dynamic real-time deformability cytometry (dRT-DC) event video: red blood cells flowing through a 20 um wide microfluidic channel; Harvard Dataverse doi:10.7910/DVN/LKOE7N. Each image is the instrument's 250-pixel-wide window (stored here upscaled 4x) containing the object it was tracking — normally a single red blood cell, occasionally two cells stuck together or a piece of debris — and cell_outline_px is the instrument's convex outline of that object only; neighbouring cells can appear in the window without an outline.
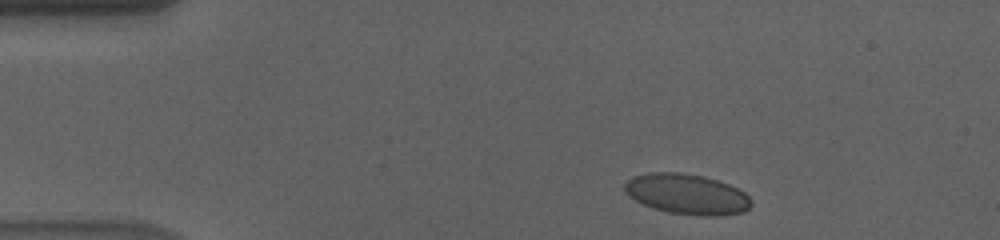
{"species": "human", "species_latin": "Homo sapiens", "temperature_condition": "cold", "stored_images_in_passage": 51, "camera_frame_rate_fps": 3000, "um_per_image_px": 0.085, "donor": {"sex": "male"}, "frame": {"image": 1, "passage_image": 3, "time_ms": 0.667, "image_size_px": [1000, 240], "cell_outline_px": [[752, 204], [744, 212], [716, 216], [696, 216], [668, 212], [652, 208], [636, 200], [624, 192], [624, 184], [632, 176], [648, 172], [680, 172], [704, 176], [728, 184], [744, 192], [752, 200]], "centroid_in_image_um": [58.37, 16.5], "position_along_channel_um": 26.6, "area_um2": 29.94}}
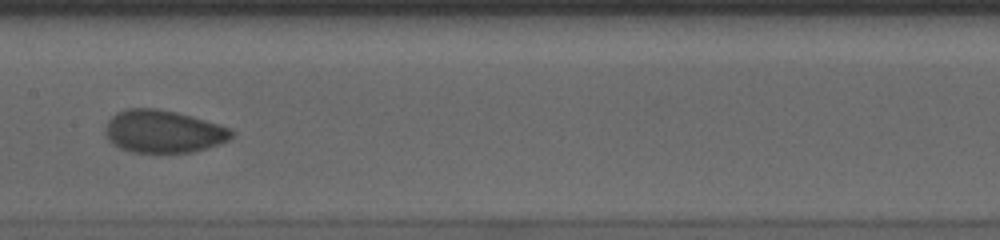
{"frame": {"image": 2, "passage_image": 23, "time_ms": 7.333, "image_size_px": [1000, 240], "cell_outline_px": [[236, 132], [228, 140], [192, 152], [132, 152], [120, 148], [112, 144], [108, 140], [104, 132], [104, 128], [108, 120], [116, 112], [128, 108], [156, 108], [176, 112], [192, 116], [220, 124], [232, 128]], "centroid_in_image_um": [13.86, 11.16], "position_along_channel_um": 193.5, "area_um2": 31.5}}
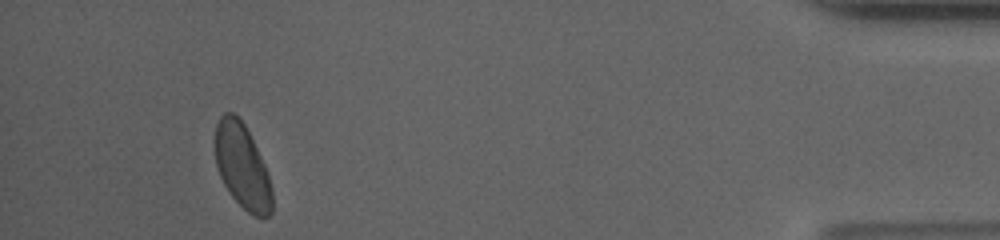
{"frame": {"image": 3, "passage_image": 47, "time_ms": 15.333, "image_size_px": [1000, 240], "cell_outline_px": [[272, 212], [268, 216], [256, 216], [248, 212], [228, 192], [216, 168], [212, 140], [216, 124], [220, 116], [224, 112], [232, 112], [244, 124], [268, 172], [272, 188]], "centroid_in_image_um": [20.54, 14.11], "position_along_channel_um": 414.7, "area_um2": 28.38}, "authors_computed_cell_mechanics": {"area_um2": 30.056, "velocity_mm_per_s": 3.5763, "shape_relaxation_time_tau1_ms": 5.1637, "shape_relaxation_time_tau2_ms": 1.3125, "deformation_change_tau1": 0.1296, "deformation_change_tau2": 0.0493}}